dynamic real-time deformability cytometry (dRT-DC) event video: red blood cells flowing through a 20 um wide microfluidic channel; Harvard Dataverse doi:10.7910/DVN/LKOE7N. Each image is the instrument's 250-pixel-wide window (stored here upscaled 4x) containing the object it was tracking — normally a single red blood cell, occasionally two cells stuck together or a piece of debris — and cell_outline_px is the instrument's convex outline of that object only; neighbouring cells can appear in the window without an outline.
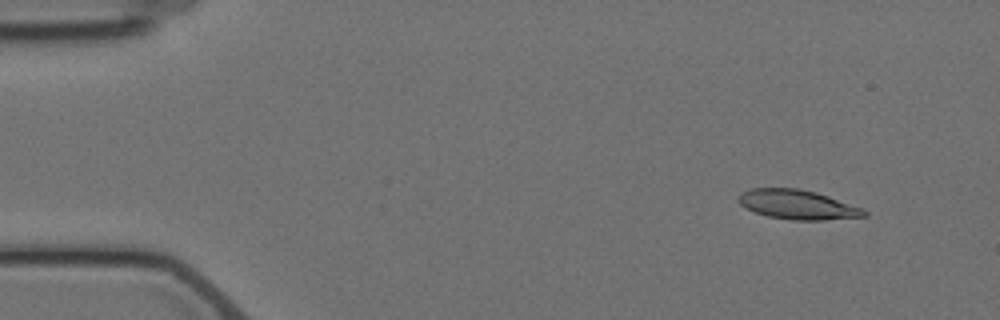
{"species": "Egyptian fruit bat (a non-hibernating species)", "species_latin": "Rousettus aegyptiacus", "temperature_condition": "cold", "stored_images_in_passage": 5, "camera_frame_rate_fps": 3000, "um_per_image_px": 0.085, "animal": {"sex": "female"}, "frame": {"image": 1, "passage_image": 2, "time_ms": 1.333, "image_size_px": [1000, 320], "cell_outline_px": [[868, 216], [824, 220], [792, 220], [768, 216], [756, 212], [740, 204], [736, 200], [736, 196], [740, 192], [752, 188], [800, 188], [816, 192], [864, 208], [868, 212]], "centroid_in_image_um": [67.8, 17.38], "position_along_channel_um": 17.2, "area_um2": 21.73}}
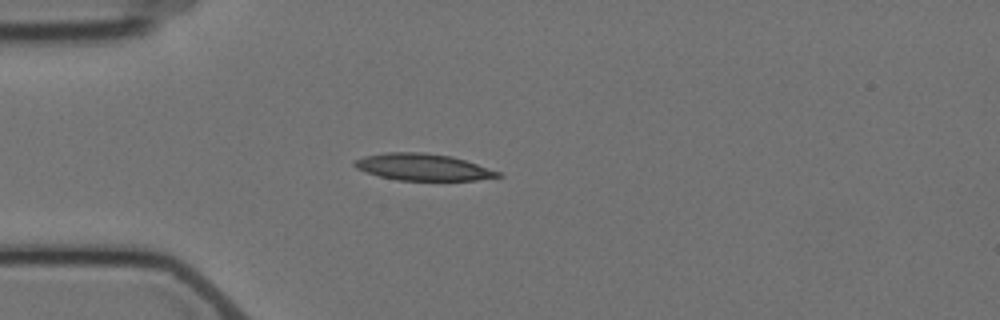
{"frame": {"image": 2, "passage_image": 5, "time_ms": 4.667, "image_size_px": [1000, 320], "cell_outline_px": [[504, 176], [476, 180], [396, 180], [380, 176], [356, 168], [352, 164], [352, 160], [364, 156], [384, 152], [424, 152], [452, 156], [500, 172]], "centroid_in_image_um": [35.91, 14.19], "position_along_channel_um": 49.1, "area_um2": 22.31}}